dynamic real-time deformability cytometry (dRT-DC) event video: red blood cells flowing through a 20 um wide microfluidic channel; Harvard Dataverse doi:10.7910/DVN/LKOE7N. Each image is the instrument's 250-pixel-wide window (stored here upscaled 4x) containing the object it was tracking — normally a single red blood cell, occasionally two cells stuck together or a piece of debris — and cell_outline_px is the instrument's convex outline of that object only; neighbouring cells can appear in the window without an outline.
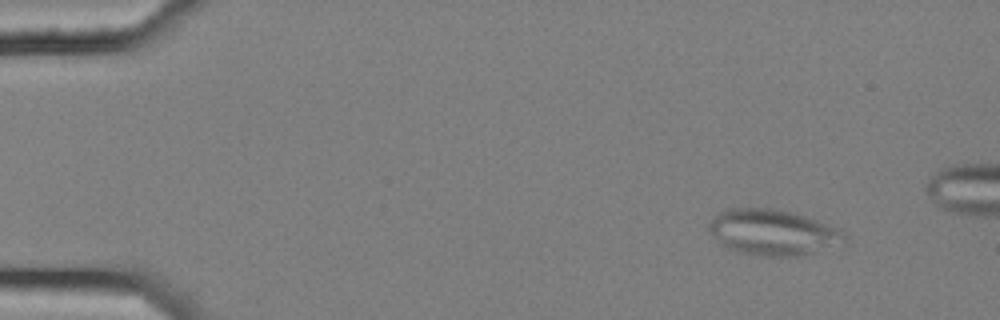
{"species": "common noctule bat (a hibernating species)", "species_latin": "Nyctalus noctula", "temperature_condition": "cold", "stored_images_in_passage": 5, "camera_frame_rate_fps": 3000, "um_per_image_px": 0.085, "animal": {"sex": "female", "body_mass_g": 25.1}, "frame": {"image": 1, "passage_image": 1, "time_ms": 0.0, "image_size_px": [1000, 320], "cell_outline_px": [[848, 236], [804, 256], [760, 256], [736, 252], [720, 244], [708, 228], [708, 224], [720, 212], [728, 208], [772, 208], [804, 216], [840, 228]], "centroid_in_image_um": [65.61, 19.75], "position_along_channel_um": 19.4, "area_um2": 35.43}}